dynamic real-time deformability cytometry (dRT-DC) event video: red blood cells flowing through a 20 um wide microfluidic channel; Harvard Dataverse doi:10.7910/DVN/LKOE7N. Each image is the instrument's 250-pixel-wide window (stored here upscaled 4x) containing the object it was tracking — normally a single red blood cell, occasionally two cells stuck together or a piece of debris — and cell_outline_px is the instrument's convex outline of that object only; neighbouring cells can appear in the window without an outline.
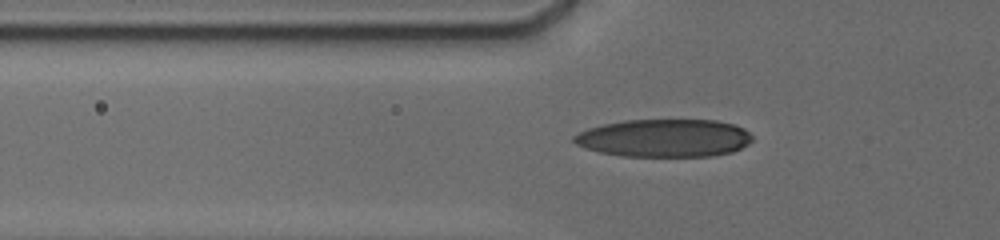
{"species": "human", "species_latin": "Homo sapiens", "temperature_condition": "cold", "stored_images_in_passage": 35, "camera_frame_rate_fps": 3000, "um_per_image_px": 0.085, "donor": {"sex": "male"}, "frame": {"image": 1, "passage_image": 10, "time_ms": 5.667, "image_size_px": [1000, 240], "cell_outline_px": [[752, 140], [748, 144], [732, 152], [712, 156], [620, 156], [600, 152], [584, 148], [576, 144], [572, 140], [572, 136], [588, 128], [604, 124], [624, 120], [716, 120], [732, 124], [744, 128], [752, 136]], "centroid_in_image_um": [56.45, 11.73], "position_along_channel_um": 69.4, "area_um2": 39.42}}
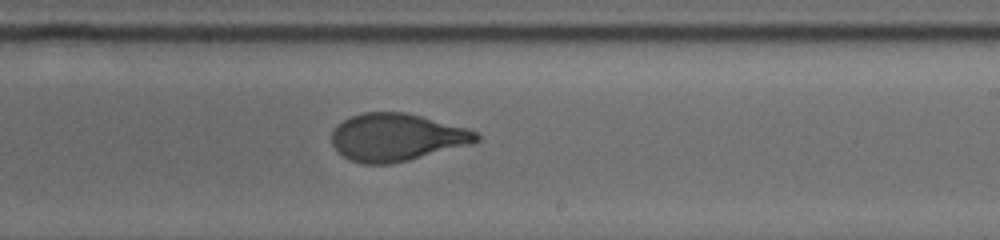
{"frame": {"image": 2, "passage_image": 20, "time_ms": 10.667, "image_size_px": [1000, 240], "cell_outline_px": [[480, 140], [472, 144], [408, 160], [388, 164], [364, 164], [352, 160], [344, 156], [332, 144], [332, 132], [336, 124], [352, 116], [364, 112], [404, 112], [420, 116], [464, 128], [476, 132], [480, 136]], "centroid_in_image_um": [33.7, 11.67], "position_along_channel_um": 255.3, "area_um2": 39.59}}
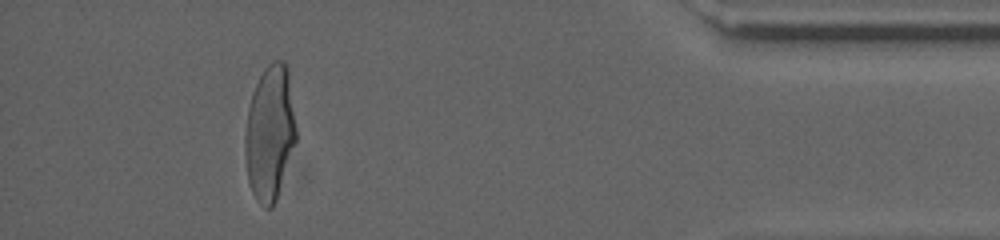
{"frame": {"image": 3, "passage_image": 32, "time_ms": 16.0, "image_size_px": [1000, 240], "cell_outline_px": [[296, 140], [276, 200], [272, 208], [264, 208], [256, 200], [252, 192], [248, 180], [244, 152], [244, 136], [248, 108], [252, 92], [264, 68], [272, 60], [284, 60], [288, 68], [296, 128]], "centroid_in_image_um": [22.92, 11.29], "position_along_channel_um": 412.3, "area_um2": 40.34}, "authors_computed_cell_mechanics": {"area_um2": 40.3444, "velocity_mm_per_s": 3.7757, "shape_relaxation_time_tau1_ms": 3.929, "shape_relaxation_time_tau2_ms": null, "deformation_change_tau1": 0.1743, "deformation_change_tau2": null}}